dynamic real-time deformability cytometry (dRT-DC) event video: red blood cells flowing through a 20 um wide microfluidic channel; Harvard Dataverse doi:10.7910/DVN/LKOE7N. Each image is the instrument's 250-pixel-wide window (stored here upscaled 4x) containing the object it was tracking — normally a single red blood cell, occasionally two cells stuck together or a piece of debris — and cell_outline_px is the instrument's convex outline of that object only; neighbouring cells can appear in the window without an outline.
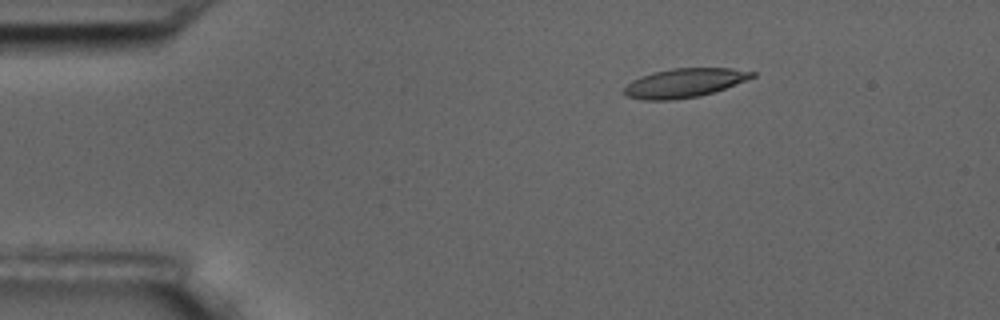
{"species": "common noctule bat (a hibernating species)", "species_latin": "Nyctalus noctula", "temperature_condition": "room temperature", "stored_images_in_passage": 5, "camera_frame_rate_fps": 3000, "um_per_image_px": 0.085, "animal": {"sex": "male", "body_mass_g": 17.5, "forearm_length_mm": 52.3}, "frame": {"image": 1, "passage_image": 3, "time_ms": 2.333, "image_size_px": [1000, 320], "cell_outline_px": [[756, 76], [724, 88], [700, 96], [672, 100], [644, 100], [628, 96], [620, 92], [632, 80], [640, 76], [652, 72], [672, 68], [732, 68], [756, 72]], "centroid_in_image_um": [58.13, 7.04], "position_along_channel_um": 26.9, "area_um2": 21.62}}